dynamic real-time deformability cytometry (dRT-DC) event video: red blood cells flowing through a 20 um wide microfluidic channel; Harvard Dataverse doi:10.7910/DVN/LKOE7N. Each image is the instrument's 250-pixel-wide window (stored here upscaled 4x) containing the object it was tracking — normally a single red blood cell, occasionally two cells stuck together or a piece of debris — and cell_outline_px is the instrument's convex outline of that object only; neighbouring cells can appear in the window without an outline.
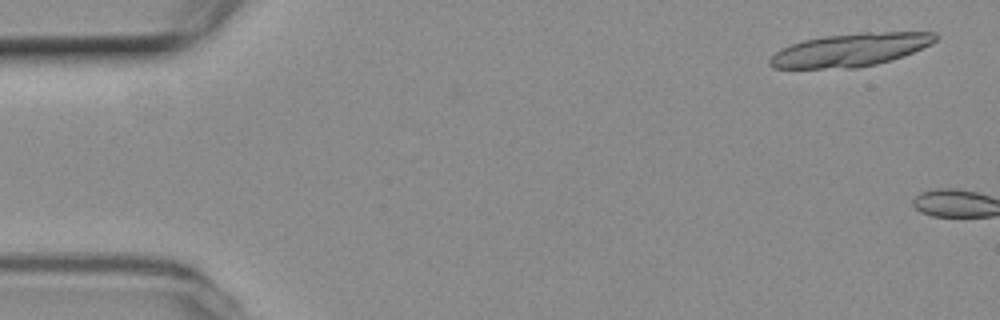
{"species": "common noctule bat (a hibernating species)", "species_latin": "Nyctalus noctula", "temperature_condition": "room temperature", "stored_images_in_passage": 5, "camera_frame_rate_fps": 3000, "um_per_image_px": 0.085, "animal": {"sex": "female", "body_mass_g": 19.3, "forearm_length_mm": 54.1}, "frame": {"image": 1, "passage_image": 3, "time_ms": 0.667, "image_size_px": [1000, 320], "cell_outline_px": [[940, 36], [932, 44], [892, 60], [876, 64], [856, 68], [772, 68], [768, 64], [768, 60], [780, 48], [804, 40], [824, 36], [860, 32], [936, 32]], "centroid_in_image_um": [72.29, 4.23], "position_along_channel_um": 12.7, "area_um2": 32.02}}